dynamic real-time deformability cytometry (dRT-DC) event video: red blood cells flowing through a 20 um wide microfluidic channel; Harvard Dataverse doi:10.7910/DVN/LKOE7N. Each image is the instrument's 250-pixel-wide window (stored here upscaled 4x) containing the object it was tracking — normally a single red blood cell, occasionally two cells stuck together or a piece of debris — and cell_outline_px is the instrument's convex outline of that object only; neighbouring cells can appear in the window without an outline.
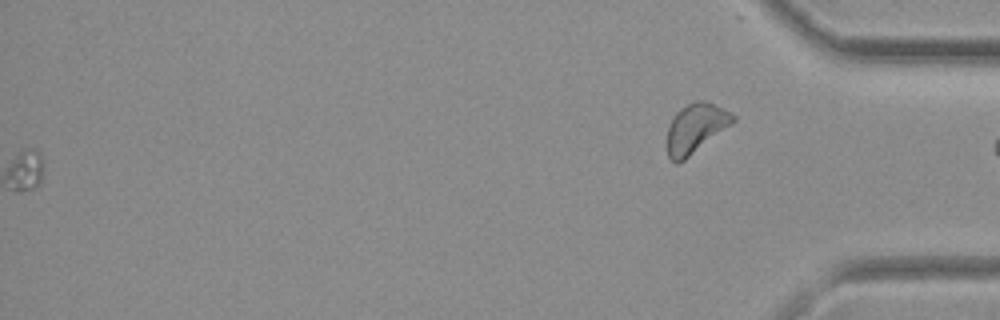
{"species": "common noctule bat (a hibernating species)", "species_latin": "Nyctalus noctula", "temperature_condition": "warm", "stored_images_in_passage": 85, "camera_frame_rate_fps": 3000, "um_per_image_px": 0.085, "animal": {"sex": "female", "body_mass_g": 19.3, "forearm_length_mm": 54.1}, "frame": {"image": 1, "passage_image": 85, "time_ms": 28.0, "image_size_px": [1000, 320], "cell_outline_px": [[736, 120], [732, 124], [684, 160], [676, 164], [668, 156], [668, 128], [676, 112], [680, 108], [696, 100], [704, 100], [736, 116]], "centroid_in_image_um": [59.13, 10.9], "position_along_channel_um": 376.1, "area_um2": 18.5}}